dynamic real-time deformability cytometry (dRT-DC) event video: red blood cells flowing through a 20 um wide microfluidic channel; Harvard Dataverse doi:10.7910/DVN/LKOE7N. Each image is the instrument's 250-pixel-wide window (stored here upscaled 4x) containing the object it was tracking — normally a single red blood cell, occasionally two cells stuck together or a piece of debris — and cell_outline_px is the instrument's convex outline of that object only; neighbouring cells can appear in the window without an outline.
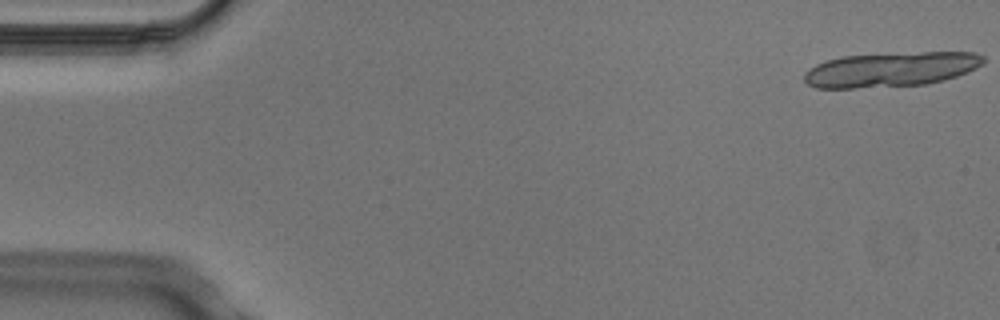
{"species": "Egyptian fruit bat (a non-hibernating species)", "species_latin": "Rousettus aegyptiacus", "temperature_condition": "cold", "stored_images_in_passage": 5, "camera_frame_rate_fps": 3000, "um_per_image_px": 0.085, "animal": {"sex": "male"}, "frame": {"image": 1, "passage_image": 1, "time_ms": 0.0, "image_size_px": [1000, 320], "cell_outline_px": [[984, 64], [968, 72], [944, 80], [924, 84], [856, 88], [816, 88], [808, 84], [804, 80], [804, 72], [816, 64], [840, 56], [920, 52], [976, 52], [984, 56]], "centroid_in_image_um": [75.74, 5.9], "position_along_channel_um": 9.3, "area_um2": 36.24}}